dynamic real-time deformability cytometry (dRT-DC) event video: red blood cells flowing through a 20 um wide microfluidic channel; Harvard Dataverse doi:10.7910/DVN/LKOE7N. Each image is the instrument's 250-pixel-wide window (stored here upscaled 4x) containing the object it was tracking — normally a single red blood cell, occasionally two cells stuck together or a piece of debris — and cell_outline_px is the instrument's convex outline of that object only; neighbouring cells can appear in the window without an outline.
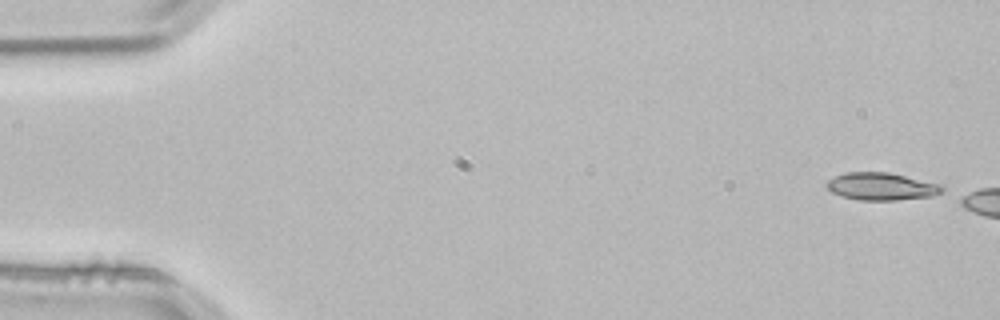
{"species": "common noctule bat (a hibernating species)", "species_latin": "Nyctalus noctula", "temperature_condition": "room temperature", "stored_images_in_passage": 2, "camera_frame_rate_fps": 3000, "um_per_image_px": 0.085, "animal": {"sex": "male", "body_mass_g": 21.5, "forearm_length_mm": 52.0}, "frame": {"image": 1, "passage_image": 1, "time_ms": 0.0, "image_size_px": [1000, 320], "cell_outline_px": [[944, 188], [940, 192], [932, 196], [896, 200], [860, 200], [840, 196], [832, 192], [824, 184], [828, 180], [844, 172], [888, 172], [944, 184]], "centroid_in_image_um": [74.92, 15.84], "position_along_channel_um": 10.1, "area_um2": 18.61}}